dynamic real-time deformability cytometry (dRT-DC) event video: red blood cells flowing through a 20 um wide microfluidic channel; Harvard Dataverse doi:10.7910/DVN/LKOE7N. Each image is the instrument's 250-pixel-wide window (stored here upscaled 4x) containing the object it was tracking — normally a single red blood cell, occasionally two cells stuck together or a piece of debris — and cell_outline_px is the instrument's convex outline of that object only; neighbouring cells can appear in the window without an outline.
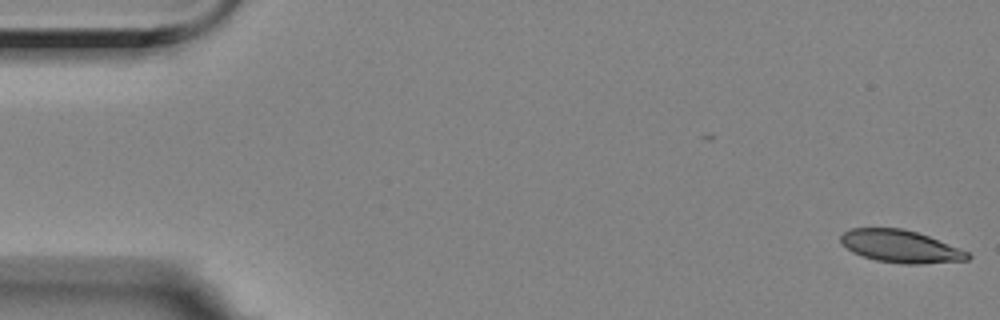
{"species": "Egyptian fruit bat (a non-hibernating species)", "species_latin": "Rousettus aegyptiacus", "temperature_condition": "room temperature", "stored_images_in_passage": 38, "camera_frame_rate_fps": 3000, "um_per_image_px": 0.085, "animal": {"sex": "female"}, "frame": {"image": 1, "passage_image": 1, "time_ms": 0.0, "image_size_px": [1000, 320], "cell_outline_px": [[972, 256], [968, 260], [920, 264], [904, 264], [876, 260], [852, 252], [840, 240], [840, 236], [844, 232], [852, 228], [900, 228], [916, 232], [928, 236], [968, 252]], "centroid_in_image_um": [76.55, 20.94], "position_along_channel_um": 8.5, "area_um2": 23.7}}
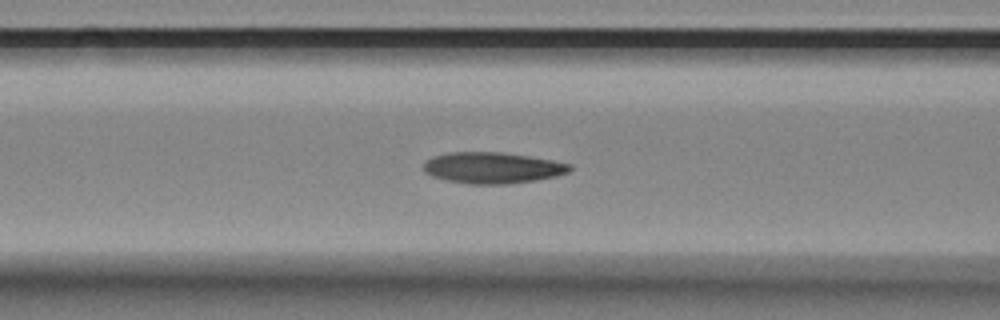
{"frame": {"image": 2, "passage_image": 22, "time_ms": 7.0, "image_size_px": [1000, 320], "cell_outline_px": [[572, 168], [568, 172], [556, 176], [536, 180], [508, 184], [468, 184], [448, 180], [432, 176], [424, 172], [424, 160], [432, 156], [448, 152], [500, 152], [528, 156], [552, 160], [572, 164]], "centroid_in_image_um": [41.84, 14.26], "position_along_channel_um": 124.8, "area_um2": 26.65}}
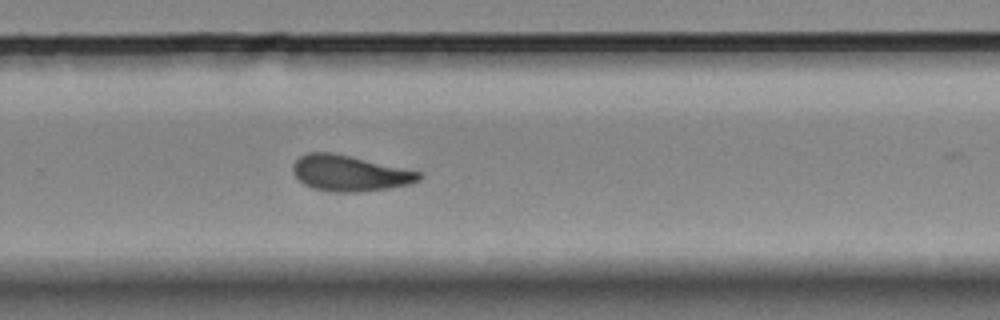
{"frame": {"image": 3, "passage_image": 37, "time_ms": 12.0, "image_size_px": [1000, 320], "cell_outline_px": [[424, 176], [420, 180], [408, 184], [388, 188], [360, 192], [332, 192], [312, 188], [304, 184], [292, 172], [292, 164], [300, 156], [308, 152], [332, 152], [404, 168], [420, 172]], "centroid_in_image_um": [29.7, 14.72], "position_along_channel_um": 300.1, "area_um2": 26.3}}